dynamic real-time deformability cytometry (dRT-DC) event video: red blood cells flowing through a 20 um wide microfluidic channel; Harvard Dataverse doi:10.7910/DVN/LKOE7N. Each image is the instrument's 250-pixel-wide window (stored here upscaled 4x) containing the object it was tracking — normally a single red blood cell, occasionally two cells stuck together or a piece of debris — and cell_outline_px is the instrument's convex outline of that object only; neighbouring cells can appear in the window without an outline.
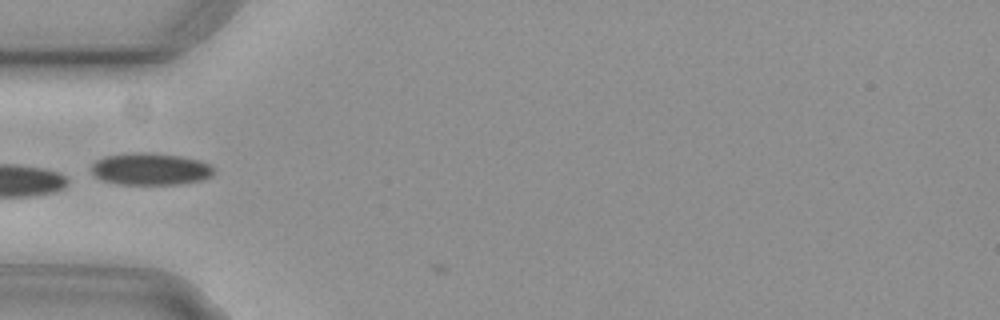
{"species": "common noctule bat (a hibernating species)", "species_latin": "Nyctalus noctula", "temperature_condition": "cold", "stored_images_in_passage": 5, "camera_frame_rate_fps": 3000, "um_per_image_px": 0.085, "animal": {"sex": "female", "body_mass_g": 29.2, "forearm_length_mm": 56.3}, "frame": {"image": 1, "passage_image": 5, "time_ms": 1.333, "image_size_px": [1000, 320], "cell_outline_px": [[212, 176], [200, 180], [180, 184], [120, 184], [100, 180], [88, 168], [96, 160], [104, 156], [132, 152], [148, 152], [180, 156], [200, 160], [208, 164], [212, 168]], "centroid_in_image_um": [12.72, 14.36], "position_along_channel_um": 72.3, "area_um2": 22.95}}